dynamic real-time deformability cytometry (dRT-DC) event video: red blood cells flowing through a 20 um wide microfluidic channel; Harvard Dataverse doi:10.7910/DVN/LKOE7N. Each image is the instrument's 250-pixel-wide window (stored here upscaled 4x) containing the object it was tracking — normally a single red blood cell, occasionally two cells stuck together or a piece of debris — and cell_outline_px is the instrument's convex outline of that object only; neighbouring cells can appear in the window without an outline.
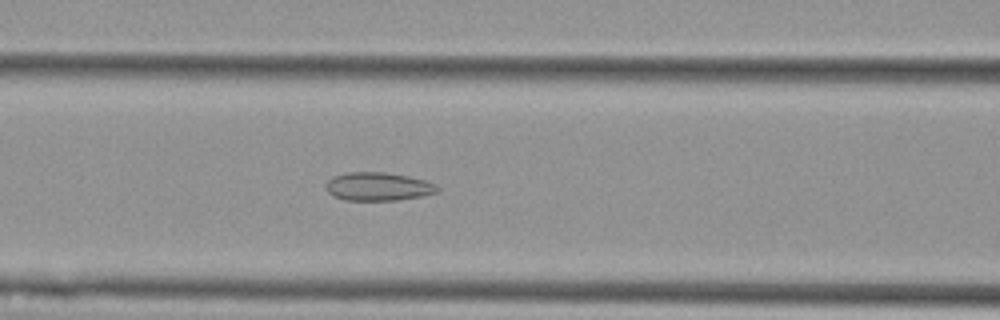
{"species": "Egyptian fruit bat (a non-hibernating species)", "species_latin": "Rousettus aegyptiacus", "temperature_condition": "cold", "stored_images_in_passage": 53, "camera_frame_rate_fps": 3000, "um_per_image_px": 0.085, "animal": {"sex": "female"}, "frame": {"image": 1, "passage_image": 22, "time_ms": 7.0, "image_size_px": [1000, 320], "cell_outline_px": [[440, 192], [424, 196], [400, 200], [344, 200], [332, 196], [324, 188], [324, 184], [332, 176], [348, 172], [384, 172], [408, 176], [424, 180], [436, 184], [440, 188]], "centroid_in_image_um": [32.14, 15.86], "position_along_channel_um": 134.5, "area_um2": 18.79}}
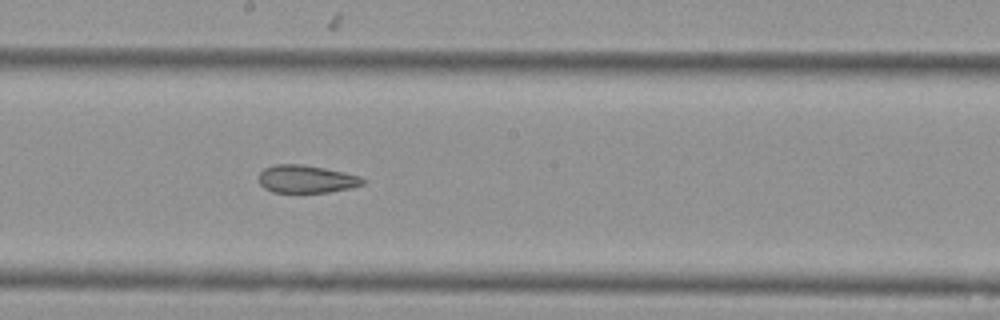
{"frame": {"image": 2, "passage_image": 29, "time_ms": 9.333, "image_size_px": [1000, 320], "cell_outline_px": [[368, 180], [364, 184], [348, 188], [328, 192], [272, 192], [264, 188], [260, 184], [260, 172], [264, 168], [276, 164], [304, 164], [324, 168], [360, 176]], "centroid_in_image_um": [26.04, 15.21], "position_along_channel_um": 222.2, "area_um2": 16.76}}
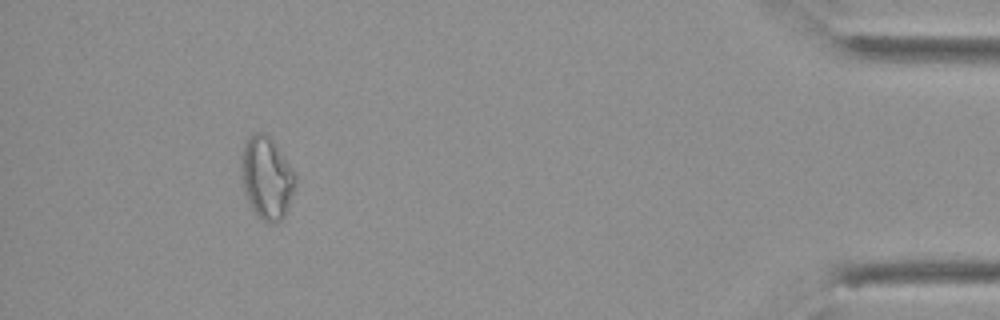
{"frame": {"image": 3, "passage_image": 49, "time_ms": 16.0, "image_size_px": [1000, 320], "cell_outline_px": [[296, 188], [288, 208], [284, 216], [276, 224], [272, 224], [260, 220], [256, 216], [244, 192], [240, 176], [240, 164], [244, 144], [256, 132], [264, 132], [276, 144], [296, 172]], "centroid_in_image_um": [22.68, 15.15], "position_along_channel_um": 412.5, "area_um2": 26.47}, "authors_computed_cell_mechanics": {"area_um2": 20.808, "velocity_mm_per_s": 3.7734, "shape_relaxation_time_tau1_ms": null, "shape_relaxation_time_tau2_ms": 2.4251, "deformation_change_tau1": null, "deformation_change_tau2": 0.0782}}